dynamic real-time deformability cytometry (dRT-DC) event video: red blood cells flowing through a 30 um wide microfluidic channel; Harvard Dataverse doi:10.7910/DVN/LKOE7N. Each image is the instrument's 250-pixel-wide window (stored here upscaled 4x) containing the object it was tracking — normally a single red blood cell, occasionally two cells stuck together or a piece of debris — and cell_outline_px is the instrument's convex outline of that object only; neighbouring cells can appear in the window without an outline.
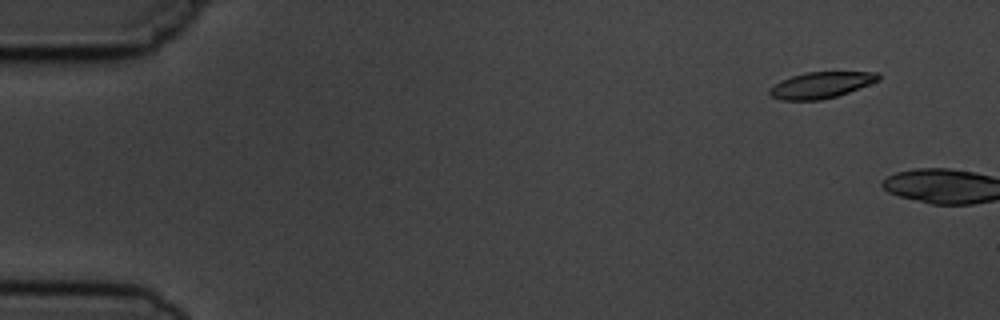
{"species": "common noctule bat (a hibernating species)", "species_latin": "Nyctalus noctula", "temperature_condition": "cold", "stored_images_in_passage": 3, "camera_frame_rate_fps": 3000, "um_per_image_px": 0.085, "animal": {"sex": "male", "body_mass_g": 19.5, "forearm_length_mm": 54.6}, "frame": {"image": 1, "passage_image": 2, "time_ms": 1.333, "image_size_px": [1000, 320], "cell_outline_px": [[880, 80], [848, 92], [836, 96], [820, 100], [780, 100], [772, 96], [768, 92], [768, 88], [780, 80], [792, 76], [808, 72], [880, 72]], "centroid_in_image_um": [69.76, 7.23], "position_along_channel_um": 15.2, "area_um2": 16.59}}